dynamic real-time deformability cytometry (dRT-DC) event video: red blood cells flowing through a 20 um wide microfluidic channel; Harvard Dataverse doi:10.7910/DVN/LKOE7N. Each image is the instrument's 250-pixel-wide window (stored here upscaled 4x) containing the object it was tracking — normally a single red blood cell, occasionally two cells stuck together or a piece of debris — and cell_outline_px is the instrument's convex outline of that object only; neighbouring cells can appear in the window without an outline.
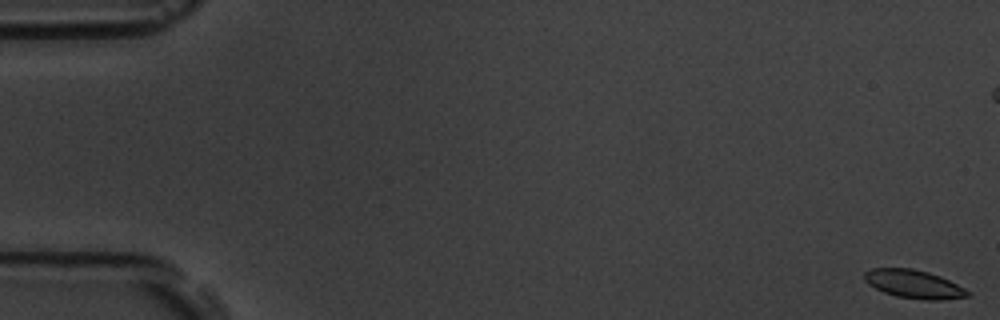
{"species": "common noctule bat (a hibernating species)", "species_latin": "Nyctalus noctula", "temperature_condition": "room temperature", "stored_images_in_passage": 56, "camera_frame_rate_fps": 3000, "um_per_image_px": 0.085, "animal": {"sex": "male", "body_mass_g": 19.5, "forearm_length_mm": 54.6}, "frame": {"image": 1, "passage_image": 1, "time_ms": 0.0, "image_size_px": [1000, 320], "cell_outline_px": [[972, 296], [940, 300], [928, 300], [896, 296], [884, 292], [868, 284], [864, 280], [864, 272], [872, 268], [912, 268], [928, 272], [940, 276], [964, 288]], "centroid_in_image_um": [77.66, 24.14], "position_along_channel_um": 7.3, "area_um2": 16.94}}
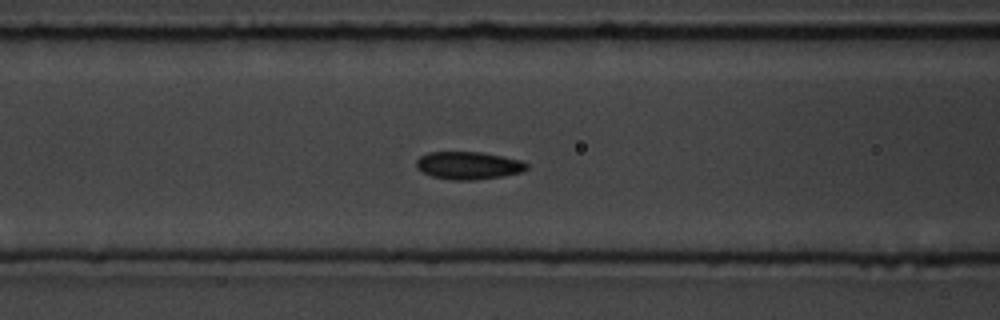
{"frame": {"image": 2, "passage_image": 23, "time_ms": 7.333, "image_size_px": [1000, 320], "cell_outline_px": [[528, 168], [520, 172], [504, 176], [472, 180], [452, 180], [432, 176], [416, 168], [416, 160], [420, 156], [428, 152], [480, 152], [520, 160], [528, 164]], "centroid_in_image_um": [39.79, 14.06], "position_along_channel_um": 126.8, "area_um2": 17.69}}
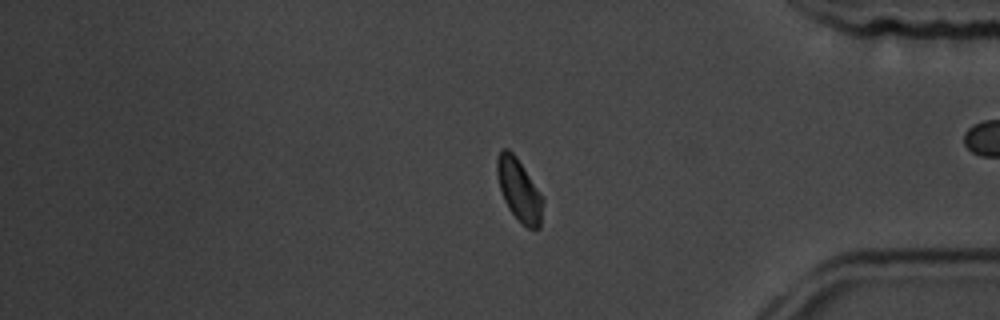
{"frame": {"image": 3, "passage_image": 46, "time_ms": 15.0, "image_size_px": [1000, 320], "cell_outline_px": [[544, 200], [540, 228], [528, 228], [508, 208], [504, 200], [496, 176], [496, 160], [500, 148], [508, 148], [516, 156]], "centroid_in_image_um": [44.09, 16.11], "position_along_channel_um": 391.1, "area_um2": 16.42}, "authors_computed_cell_mechanics": {"area_um2": 17.5712, "velocity_mm_per_s": 3.743, "shape_relaxation_time_tau1_ms": 4.1849, "shape_relaxation_time_tau2_ms": null, "deformation_change_tau1": 0.0799, "deformation_change_tau2": null}}